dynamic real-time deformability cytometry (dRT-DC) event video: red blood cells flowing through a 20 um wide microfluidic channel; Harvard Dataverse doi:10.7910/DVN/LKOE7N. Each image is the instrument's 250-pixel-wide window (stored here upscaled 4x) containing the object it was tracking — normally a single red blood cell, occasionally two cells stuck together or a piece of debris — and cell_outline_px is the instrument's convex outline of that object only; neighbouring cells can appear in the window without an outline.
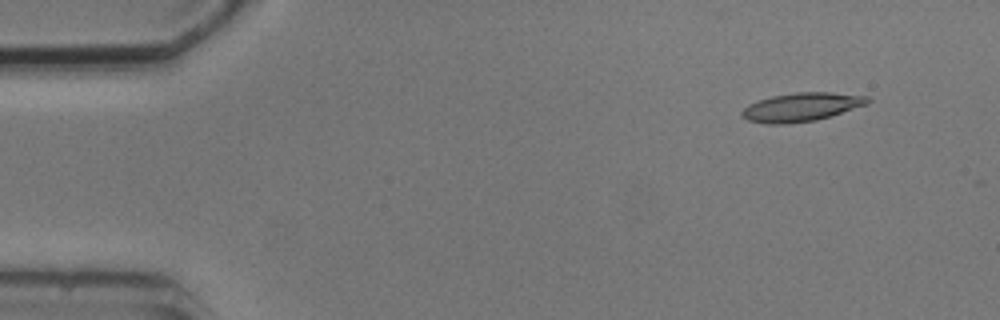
{"species": "common noctule bat (a hibernating species)", "species_latin": "Nyctalus noctula", "temperature_condition": "cold", "stored_images_in_passage": 4, "camera_frame_rate_fps": 3000, "um_per_image_px": 0.085, "animal": {"sex": "male", "body_mass_g": 20.5, "forearm_length_mm": 52.5}, "frame": {"image": 1, "passage_image": 1, "time_ms": 0.0, "image_size_px": [1000, 320], "cell_outline_px": [[872, 100], [868, 104], [816, 120], [784, 124], [768, 124], [748, 120], [740, 116], [740, 112], [748, 104], [772, 96], [796, 92], [832, 92], [868, 96]], "centroid_in_image_um": [68.12, 9.09], "position_along_channel_um": 16.9, "area_um2": 20.92}}
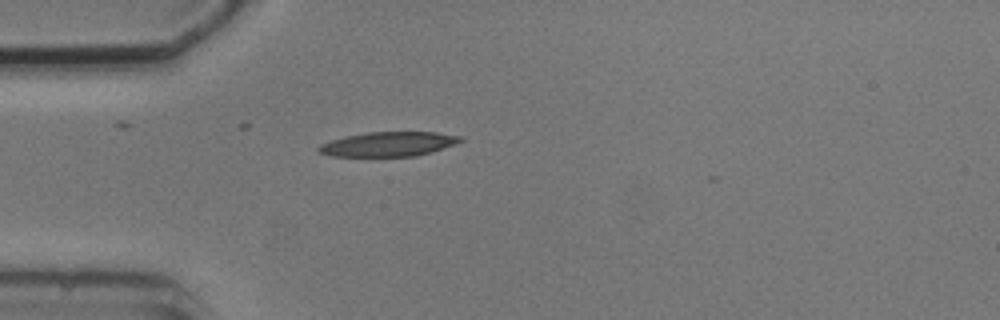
{"frame": {"image": 2, "passage_image": 4, "time_ms": 3.333, "image_size_px": [1000, 320], "cell_outline_px": [[464, 140], [456, 144], [432, 152], [416, 156], [332, 156], [320, 152], [316, 148], [320, 144], [344, 136], [368, 132], [436, 132], [464, 136]], "centroid_in_image_um": [33.07, 12.24], "position_along_channel_um": 51.9, "area_um2": 20.35}}